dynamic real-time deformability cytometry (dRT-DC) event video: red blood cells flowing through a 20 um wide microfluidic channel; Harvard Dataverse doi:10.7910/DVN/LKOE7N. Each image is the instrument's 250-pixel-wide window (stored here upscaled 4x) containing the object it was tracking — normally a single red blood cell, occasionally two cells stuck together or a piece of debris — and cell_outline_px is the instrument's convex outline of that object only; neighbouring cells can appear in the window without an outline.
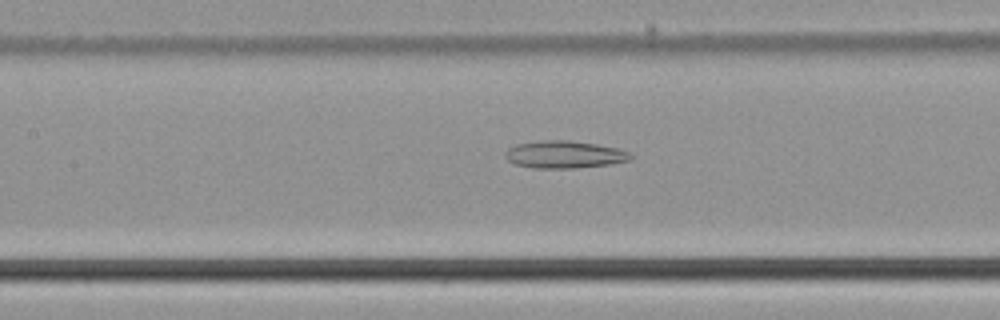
{"species": "common noctule bat (a hibernating species)", "species_latin": "Nyctalus noctula", "temperature_condition": "cold", "stored_images_in_passage": 54, "camera_frame_rate_fps": 3000, "um_per_image_px": 0.085, "animal": {"sex": "male", "body_mass_g": 21.5, "forearm_length_mm": 52.0}, "frame": {"image": 1, "passage_image": 25, "time_ms": 8.0, "image_size_px": [1000, 320], "cell_outline_px": [[632, 156], [628, 160], [612, 164], [572, 168], [532, 168], [512, 164], [504, 156], [504, 152], [508, 148], [516, 144], [540, 140], [568, 140], [596, 144], [620, 148], [628, 152]], "centroid_in_image_um": [47.92, 13.13], "position_along_channel_um": 159.5, "area_um2": 20.17}}
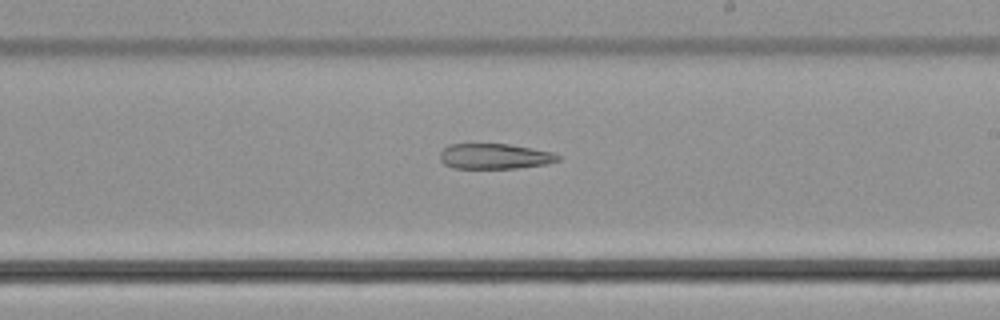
{"frame": {"image": 2, "passage_image": 32, "time_ms": 10.333, "image_size_px": [1000, 320], "cell_outline_px": [[560, 160], [548, 164], [516, 168], [452, 168], [444, 164], [440, 160], [440, 152], [448, 144], [508, 144], [532, 148], [552, 152], [560, 156]], "centroid_in_image_um": [42.04, 13.29], "position_along_channel_um": 247.0, "area_um2": 17.51}}
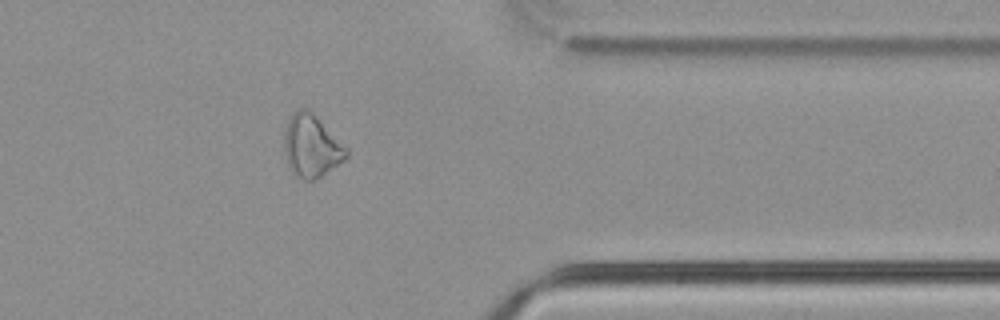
{"frame": {"image": 3, "passage_image": 44, "time_ms": 14.333, "image_size_px": [1000, 320], "cell_outline_px": [[348, 156], [344, 160], [320, 176], [312, 180], [304, 180], [296, 176], [288, 168], [284, 152], [284, 132], [288, 120], [292, 112], [300, 108], [308, 108], [348, 148]], "centroid_in_image_um": [26.44, 12.4], "position_along_channel_um": 385.0, "area_um2": 22.66}}